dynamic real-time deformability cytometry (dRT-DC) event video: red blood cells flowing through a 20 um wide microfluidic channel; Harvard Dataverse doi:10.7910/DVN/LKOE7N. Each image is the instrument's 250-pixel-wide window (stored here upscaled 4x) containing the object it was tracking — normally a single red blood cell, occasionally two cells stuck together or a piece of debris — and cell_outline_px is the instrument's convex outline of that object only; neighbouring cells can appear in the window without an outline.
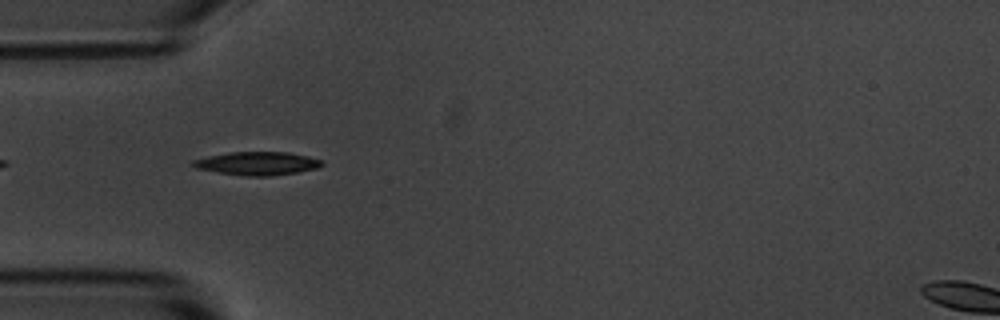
{"species": "common noctule bat (a hibernating species)", "species_latin": "Nyctalus noctula", "temperature_condition": "room temperature", "stored_images_in_passage": 4, "camera_frame_rate_fps": 3000, "um_per_image_px": 0.085, "animal": {"sex": "male", "body_mass_g": 20.1, "forearm_length_mm": 53.5}, "frame": {"image": 1, "passage_image": 1, "time_ms": 0.0, "image_size_px": [1000, 320], "cell_outline_px": [[324, 164], [316, 168], [296, 172], [268, 176], [244, 176], [196, 168], [192, 164], [192, 160], [208, 156], [228, 152], [288, 152], [308, 156], [324, 160]], "centroid_in_image_um": [21.89, 13.88], "position_along_channel_um": 63.1, "area_um2": 17.4}}
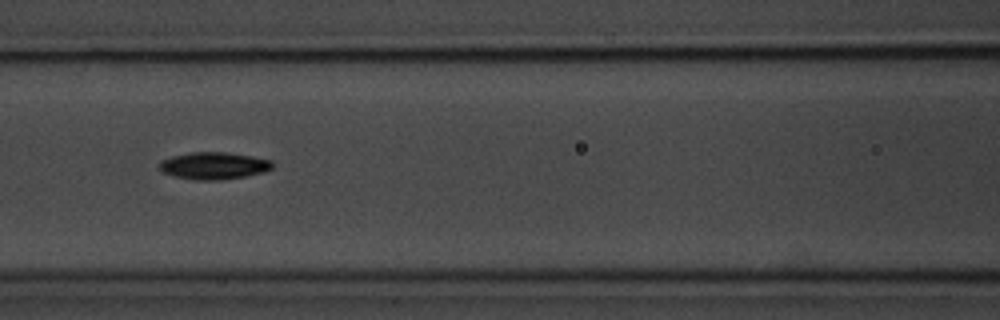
{"frame": {"image": 2, "passage_image": 3, "time_ms": 2.333, "image_size_px": [1000, 320], "cell_outline_px": [[272, 168], [264, 172], [244, 176], [220, 180], [192, 180], [176, 176], [164, 172], [160, 168], [160, 160], [172, 156], [192, 152], [224, 152], [252, 156], [272, 160]], "centroid_in_image_um": [18.18, 14.08], "position_along_channel_um": 148.4, "area_um2": 17.74}}
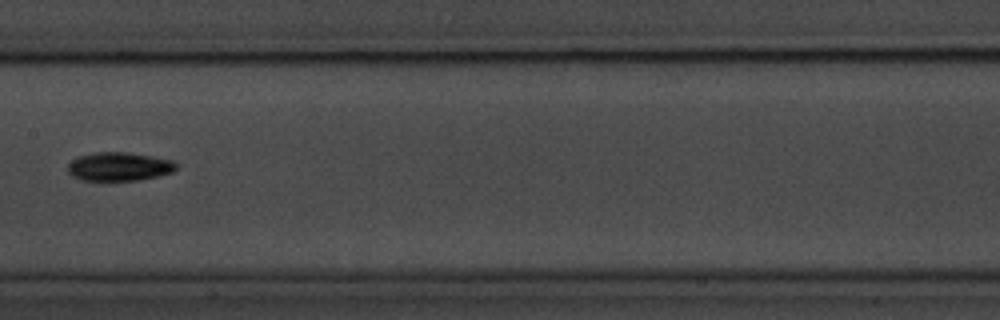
{"frame": {"image": 3, "passage_image": 4, "time_ms": 3.667, "image_size_px": [1000, 320], "cell_outline_px": [[176, 168], [172, 172], [156, 176], [136, 180], [80, 180], [72, 176], [68, 172], [68, 164], [72, 160], [80, 156], [92, 152], [124, 152], [152, 156], [172, 160], [176, 164]], "centroid_in_image_um": [10.09, 14.15], "position_along_channel_um": 197.3, "area_um2": 17.92}}